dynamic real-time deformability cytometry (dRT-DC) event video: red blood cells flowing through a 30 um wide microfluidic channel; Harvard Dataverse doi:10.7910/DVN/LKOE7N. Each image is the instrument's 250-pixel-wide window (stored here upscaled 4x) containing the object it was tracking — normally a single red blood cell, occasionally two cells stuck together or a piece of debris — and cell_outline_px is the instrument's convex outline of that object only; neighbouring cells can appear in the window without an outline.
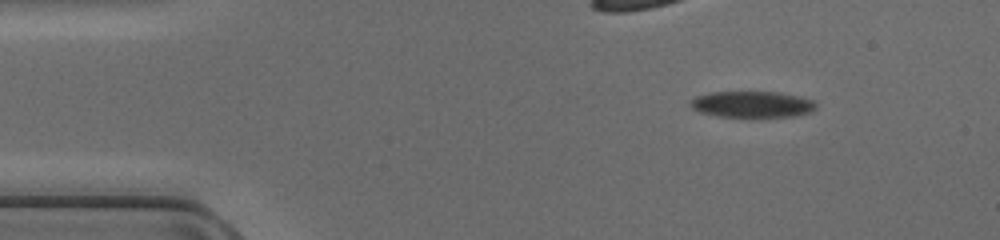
{"species": "common noctule bat (a hibernating species)", "species_latin": "Nyctalus noctula", "temperature_condition": "cold", "stored_images_in_passage": 9, "camera_frame_rate_fps": 3000, "um_per_image_px": 0.085, "animal": {"sex": "female", "body_mass_g": 17.0, "forearm_length_mm": 48.0}, "frame": {"image": 1, "passage_image": 1, "time_ms": 0.0, "image_size_px": [1000, 240], "cell_outline_px": [[816, 108], [808, 112], [792, 116], [720, 116], [700, 112], [692, 108], [688, 100], [696, 96], [712, 92], [776, 92], [796, 96], [812, 100], [816, 104]], "centroid_in_image_um": [63.87, 8.85], "position_along_channel_um": 21.1, "area_um2": 18.79}}